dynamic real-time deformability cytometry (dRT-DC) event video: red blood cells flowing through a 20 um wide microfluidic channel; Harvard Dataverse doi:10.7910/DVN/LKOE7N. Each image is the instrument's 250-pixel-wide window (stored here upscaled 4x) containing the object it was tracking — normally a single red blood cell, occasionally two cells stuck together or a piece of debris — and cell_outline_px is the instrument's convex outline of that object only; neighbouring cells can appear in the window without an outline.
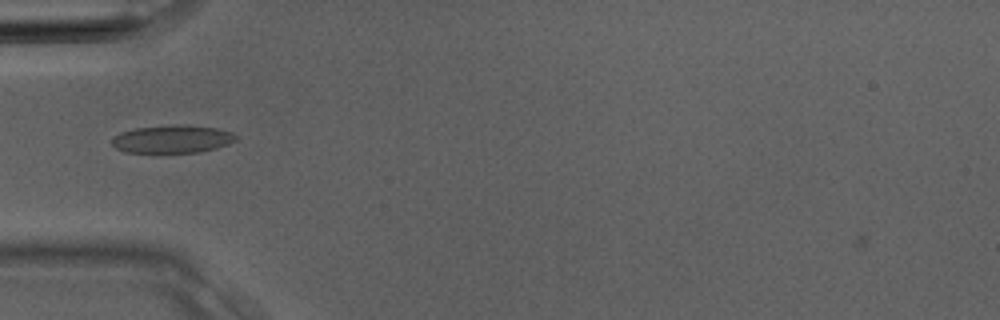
{"species": "Egyptian fruit bat (a non-hibernating species)", "species_latin": "Rousettus aegyptiacus", "temperature_condition": "room temperature", "stored_images_in_passage": 2, "camera_frame_rate_fps": 3000, "um_per_image_px": 0.085, "animal": {"sex": "male"}, "frame": {"image": 1, "passage_image": 2, "time_ms": 0.333, "image_size_px": [1000, 320], "cell_outline_px": [[236, 140], [228, 144], [216, 148], [200, 152], [124, 152], [116, 148], [112, 144], [112, 136], [120, 132], [136, 128], [172, 124], [184, 124], [220, 128], [232, 132], [236, 136]], "centroid_in_image_um": [14.65, 11.8], "position_along_channel_um": 70.3, "area_um2": 20.35}}